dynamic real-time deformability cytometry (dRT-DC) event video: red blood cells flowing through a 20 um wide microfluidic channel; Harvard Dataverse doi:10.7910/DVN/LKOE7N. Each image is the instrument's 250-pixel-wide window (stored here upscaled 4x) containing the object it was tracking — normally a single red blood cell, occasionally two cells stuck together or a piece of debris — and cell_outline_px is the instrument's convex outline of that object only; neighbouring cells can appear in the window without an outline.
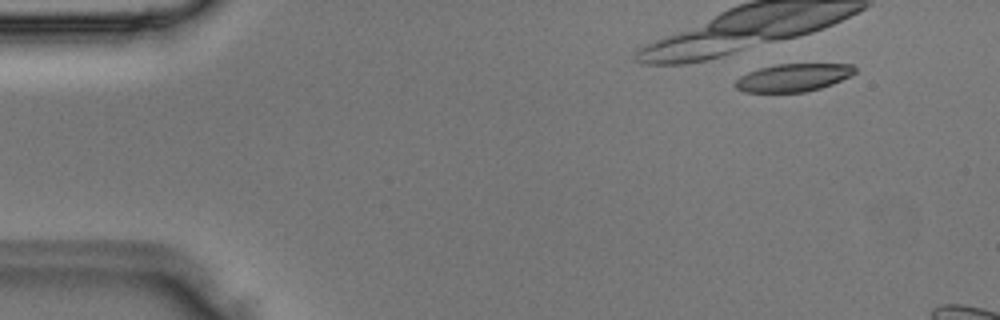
{"species": "Egyptian fruit bat (a non-hibernating species)", "species_latin": "Rousettus aegyptiacus", "temperature_condition": "room temperature", "stored_images_in_passage": 3, "segment_of_instrument_passage": [2, 2], "camera_frame_rate_fps": 3000, "um_per_image_px": 0.085, "animal": {"sex": "male"}, "frame": {"image": 1, "passage_image": 3, "time_ms": 0.667, "image_size_px": [1000, 320], "cell_outline_px": [[856, 72], [832, 84], [820, 88], [804, 92], [744, 92], [736, 88], [732, 84], [740, 76], [748, 72], [760, 68], [776, 64], [852, 64], [856, 68]], "centroid_in_image_um": [67.39, 6.59], "position_along_channel_um": 17.6, "area_um2": 19.31}}